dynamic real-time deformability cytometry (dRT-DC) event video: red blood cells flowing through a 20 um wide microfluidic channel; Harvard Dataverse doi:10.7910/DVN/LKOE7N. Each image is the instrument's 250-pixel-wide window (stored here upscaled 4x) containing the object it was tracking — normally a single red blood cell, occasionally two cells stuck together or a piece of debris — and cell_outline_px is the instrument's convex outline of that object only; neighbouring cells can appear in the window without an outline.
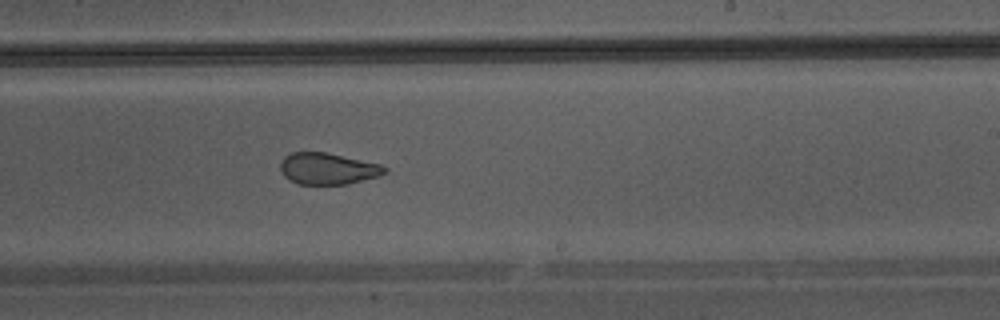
{"species": "Egyptian fruit bat (a non-hibernating species)", "species_latin": "Rousettus aegyptiacus", "temperature_condition": "warm", "stored_images_in_passage": 33, "camera_frame_rate_fps": 3000, "um_per_image_px": 0.085, "animal": {"sex": "male"}, "frame": {"image": 1, "passage_image": 15, "time_ms": 4.667, "image_size_px": [1000, 320], "cell_outline_px": [[388, 172], [380, 176], [348, 184], [300, 184], [288, 180], [280, 172], [280, 160], [284, 156], [292, 152], [324, 152], [380, 164], [388, 168]], "centroid_in_image_um": [27.85, 14.34], "position_along_channel_um": 261.2, "area_um2": 19.31}}